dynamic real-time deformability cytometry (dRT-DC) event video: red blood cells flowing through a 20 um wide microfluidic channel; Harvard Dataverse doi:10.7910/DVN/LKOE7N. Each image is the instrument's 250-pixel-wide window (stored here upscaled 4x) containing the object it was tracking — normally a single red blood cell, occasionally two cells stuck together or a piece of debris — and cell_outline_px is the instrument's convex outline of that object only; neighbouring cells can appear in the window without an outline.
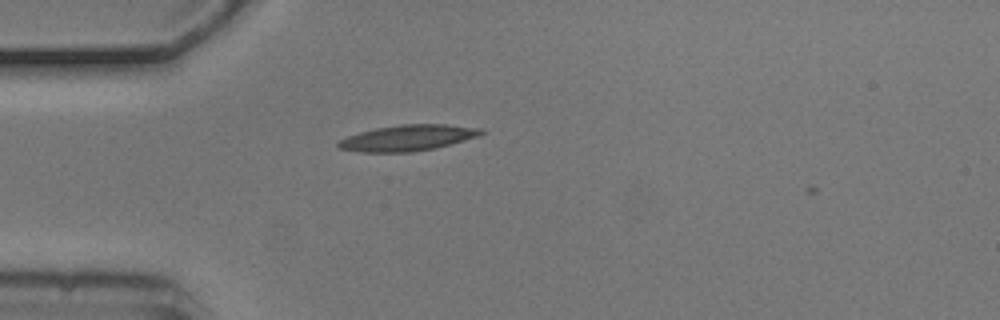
{"species": "common noctule bat (a hibernating species)", "species_latin": "Nyctalus noctula", "temperature_condition": "cold", "stored_images_in_passage": 1, "camera_frame_rate_fps": 3000, "um_per_image_px": 0.085, "animal": {"sex": "male", "body_mass_g": 20.5, "forearm_length_mm": 52.5}, "frame": {"image": 1, "passage_image": 1, "time_ms": 0.0, "image_size_px": [1000, 320], "cell_outline_px": [[484, 132], [480, 136], [432, 148], [412, 152], [360, 152], [340, 148], [336, 144], [340, 140], [348, 136], [360, 132], [376, 128], [400, 124], [444, 124], [484, 128]], "centroid_in_image_um": [34.68, 11.71], "position_along_channel_um": 50.3, "area_um2": 21.39}}